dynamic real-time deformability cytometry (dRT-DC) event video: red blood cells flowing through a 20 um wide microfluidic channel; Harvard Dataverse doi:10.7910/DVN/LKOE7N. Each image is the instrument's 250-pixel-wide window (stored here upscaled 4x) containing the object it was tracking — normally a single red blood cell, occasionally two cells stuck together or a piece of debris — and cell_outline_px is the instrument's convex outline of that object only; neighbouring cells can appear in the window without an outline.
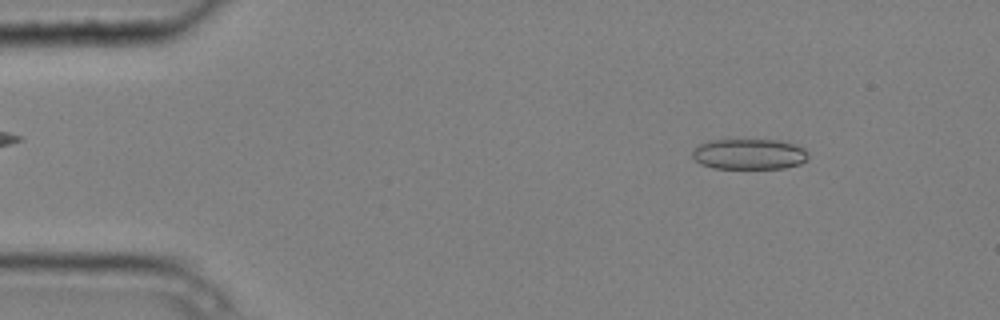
{"species": "common noctule bat (a hibernating species)", "species_latin": "Nyctalus noctula", "temperature_condition": "cold", "stored_images_in_passage": 5, "camera_frame_rate_fps": 3000, "um_per_image_px": 0.085, "animal": {"sex": "male", "body_mass_g": 20.4}, "frame": {"image": 1, "passage_image": 1, "time_ms": 0.0, "image_size_px": [1000, 320], "cell_outline_px": [[808, 160], [800, 164], [784, 168], [712, 168], [700, 164], [692, 156], [692, 152], [700, 144], [708, 140], [780, 140], [796, 144], [804, 148], [808, 152]], "centroid_in_image_um": [63.72, 13.1], "position_along_channel_um": 21.3, "area_um2": 20.81}}
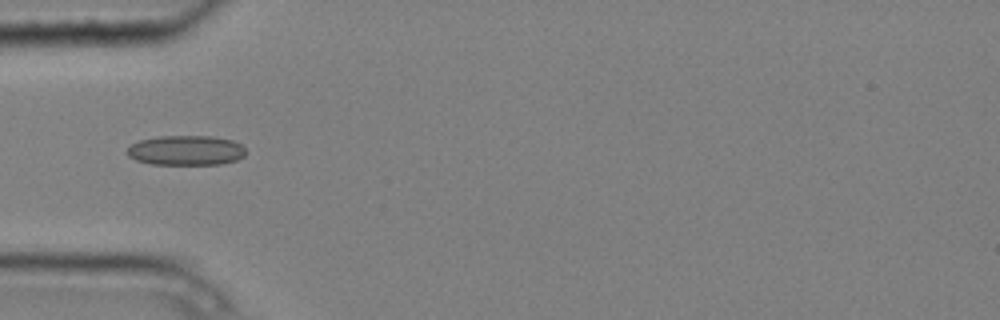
{"frame": {"image": 2, "passage_image": 4, "time_ms": 1.0, "image_size_px": [1000, 320], "cell_outline_px": [[244, 156], [236, 160], [220, 164], [152, 164], [136, 160], [128, 156], [128, 148], [132, 144], [140, 140], [160, 136], [212, 136], [232, 140], [240, 144], [244, 148]], "centroid_in_image_um": [15.81, 12.78], "position_along_channel_um": 69.2, "area_um2": 20.46}}
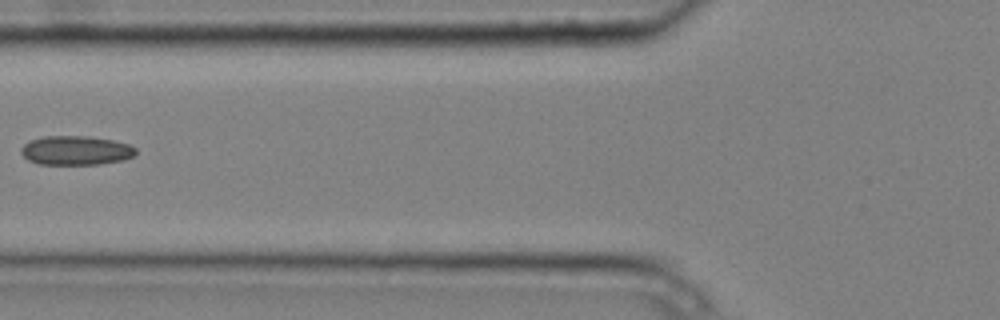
{"frame": {"image": 3, "passage_image": 5, "time_ms": 1.333, "image_size_px": [1000, 320], "cell_outline_px": [[136, 152], [132, 156], [124, 160], [100, 164], [40, 164], [28, 160], [20, 152], [20, 148], [28, 140], [44, 136], [88, 136], [112, 140], [128, 144], [136, 148]], "centroid_in_image_um": [6.42, 12.78], "position_along_channel_um": 119.4, "area_um2": 19.54}}